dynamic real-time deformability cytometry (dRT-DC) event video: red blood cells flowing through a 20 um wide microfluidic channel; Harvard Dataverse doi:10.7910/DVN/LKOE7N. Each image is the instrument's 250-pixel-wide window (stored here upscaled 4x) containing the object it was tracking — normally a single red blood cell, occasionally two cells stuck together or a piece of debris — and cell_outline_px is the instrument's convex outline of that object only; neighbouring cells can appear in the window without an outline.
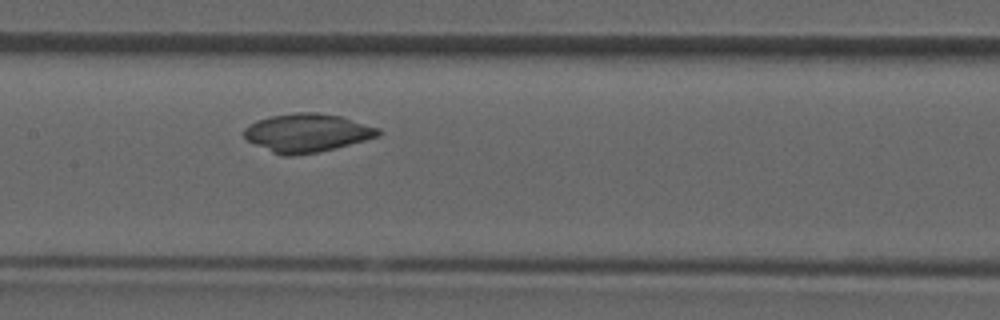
{"species": "common noctule bat (a hibernating species)", "species_latin": "Nyctalus noctula", "temperature_condition": "room temperature", "stored_images_in_passage": 33, "camera_frame_rate_fps": 3000, "um_per_image_px": 0.085, "animal": {"sex": "male", "forearm_length_mm": 52.5}, "frame": {"image": 1, "passage_image": 15, "time_ms": 4.667, "image_size_px": [1000, 320], "cell_outline_px": [[384, 132], [380, 136], [336, 148], [316, 152], [292, 156], [284, 156], [272, 152], [248, 140], [244, 136], [244, 128], [248, 124], [256, 120], [268, 116], [292, 112], [316, 112], [340, 116], [380, 128]], "centroid_in_image_um": [26.11, 11.28], "position_along_channel_um": 181.3, "area_um2": 30.17}}